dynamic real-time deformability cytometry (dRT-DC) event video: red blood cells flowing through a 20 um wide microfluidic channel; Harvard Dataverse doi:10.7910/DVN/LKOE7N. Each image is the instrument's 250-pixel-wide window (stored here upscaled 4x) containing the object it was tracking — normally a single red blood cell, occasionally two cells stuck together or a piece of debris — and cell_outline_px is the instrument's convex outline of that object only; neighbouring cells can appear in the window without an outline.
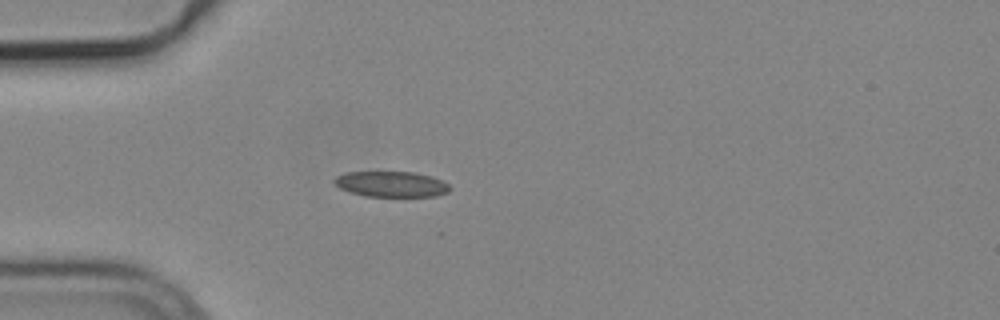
{"species": "common noctule bat (a hibernating species)", "species_latin": "Nyctalus noctula", "temperature_condition": "cold", "stored_images_in_passage": 5, "camera_frame_rate_fps": 3000, "um_per_image_px": 0.085, "animal": {"sex": "male", "body_mass_g": 19.2, "forearm_length_mm": 51.8}, "frame": {"image": 1, "passage_image": 4, "time_ms": 1.0, "image_size_px": [1000, 320], "cell_outline_px": [[452, 188], [448, 192], [436, 196], [364, 196], [340, 188], [332, 180], [336, 176], [344, 172], [412, 172], [432, 176], [444, 180]], "centroid_in_image_um": [33.29, 15.64], "position_along_channel_um": 51.7, "area_um2": 17.28}}